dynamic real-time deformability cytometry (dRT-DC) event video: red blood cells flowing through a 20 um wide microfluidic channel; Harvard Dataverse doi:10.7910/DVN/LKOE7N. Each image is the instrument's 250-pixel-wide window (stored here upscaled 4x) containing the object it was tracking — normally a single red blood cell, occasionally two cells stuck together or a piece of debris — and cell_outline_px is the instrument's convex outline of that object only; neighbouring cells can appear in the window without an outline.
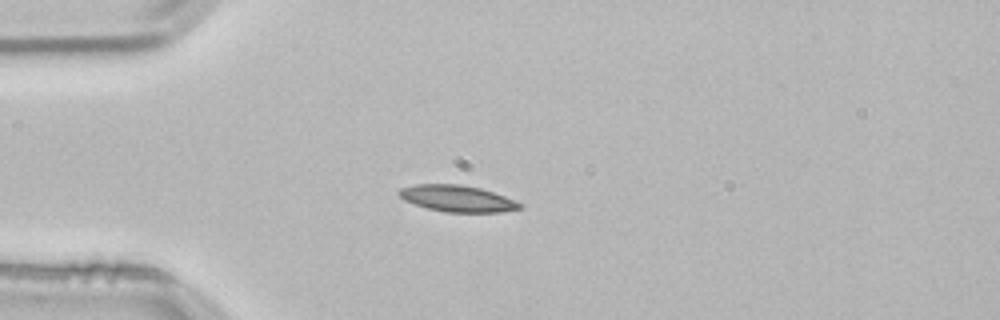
{"species": "common noctule bat (a hibernating species)", "species_latin": "Nyctalus noctula", "temperature_condition": "room temperature", "stored_images_in_passage": 38, "camera_frame_rate_fps": 3000, "um_per_image_px": 0.085, "animal": {"sex": "male", "body_mass_g": 21.5, "forearm_length_mm": 52.0}, "frame": {"image": 1, "passage_image": 1, "time_ms": 0.0, "image_size_px": [1000, 320], "cell_outline_px": [[524, 208], [500, 212], [444, 212], [428, 208], [404, 200], [396, 192], [400, 188], [416, 184], [460, 184], [480, 188], [504, 196], [524, 204]], "centroid_in_image_um": [38.88, 16.87], "position_along_channel_um": 46.1, "area_um2": 18.61}}
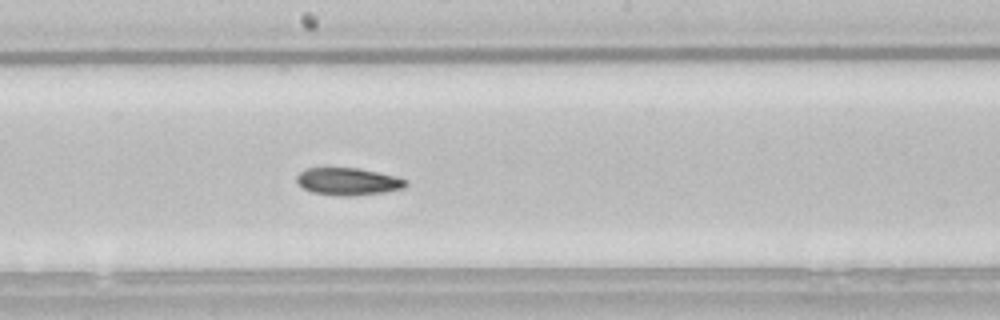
{"frame": {"image": 2, "passage_image": 16, "time_ms": 5.0, "image_size_px": [1000, 320], "cell_outline_px": [[408, 184], [404, 188], [384, 192], [352, 196], [336, 196], [312, 192], [304, 188], [296, 180], [296, 176], [304, 168], [360, 168], [396, 176], [408, 180]], "centroid_in_image_um": [29.61, 15.42], "position_along_channel_um": 218.6, "area_um2": 17.51}}
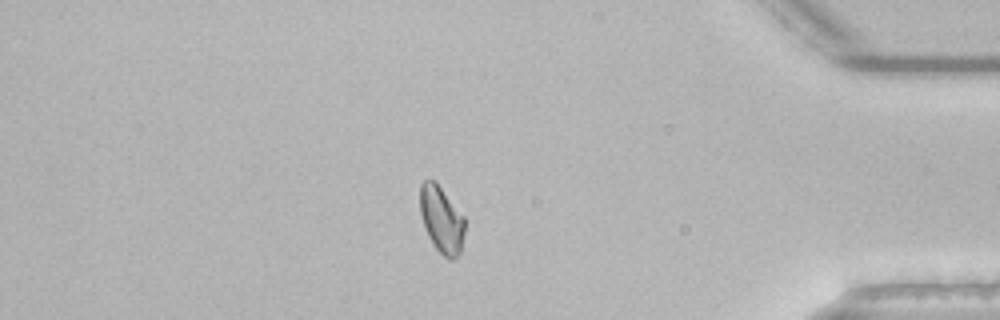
{"frame": {"image": 3, "passage_image": 33, "time_ms": 10.667, "image_size_px": [1000, 320], "cell_outline_px": [[464, 232], [460, 252], [452, 260], [448, 260], [436, 248], [428, 236], [420, 212], [420, 184], [424, 180], [432, 180], [440, 188], [464, 216]], "centroid_in_image_um": [37.52, 18.68], "position_along_channel_um": 397.7, "area_um2": 16.94}, "authors_computed_cell_mechanics": {"area_um2": 17.5712, "velocity_mm_per_s": 3.7936, "shape_relaxation_time_tau1_ms": 6.3247, "shape_relaxation_time_tau2_ms": 3.8981, "deformation_change_tau1": 0.1285, "deformation_change_tau2": 0.1039}}